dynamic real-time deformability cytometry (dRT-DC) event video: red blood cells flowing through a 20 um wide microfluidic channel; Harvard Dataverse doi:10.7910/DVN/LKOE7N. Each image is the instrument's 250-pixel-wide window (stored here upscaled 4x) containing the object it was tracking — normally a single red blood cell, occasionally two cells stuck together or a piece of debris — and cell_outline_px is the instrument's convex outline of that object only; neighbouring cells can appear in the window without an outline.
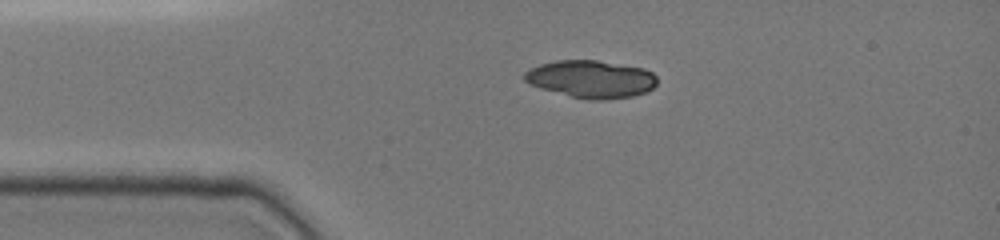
{"species": "common noctule bat (a hibernating species)", "species_latin": "Nyctalus noctula", "temperature_condition": "cold", "stored_images_in_passage": 38, "camera_frame_rate_fps": 3000, "um_per_image_px": 0.085, "animal": {"sex": "female", "body_mass_g": 19.0, "forearm_length_mm": 51.5}, "frame": {"image": 1, "passage_image": 1, "time_ms": 0.0, "image_size_px": [1000, 240], "cell_outline_px": [[656, 84], [652, 88], [644, 92], [632, 96], [596, 100], [588, 100], [540, 88], [528, 84], [524, 80], [524, 72], [528, 68], [540, 64], [556, 60], [596, 60], [644, 68], [652, 72], [656, 76]], "centroid_in_image_um": [50.2, 6.71], "position_along_channel_um": 34.8, "area_um2": 28.9}}